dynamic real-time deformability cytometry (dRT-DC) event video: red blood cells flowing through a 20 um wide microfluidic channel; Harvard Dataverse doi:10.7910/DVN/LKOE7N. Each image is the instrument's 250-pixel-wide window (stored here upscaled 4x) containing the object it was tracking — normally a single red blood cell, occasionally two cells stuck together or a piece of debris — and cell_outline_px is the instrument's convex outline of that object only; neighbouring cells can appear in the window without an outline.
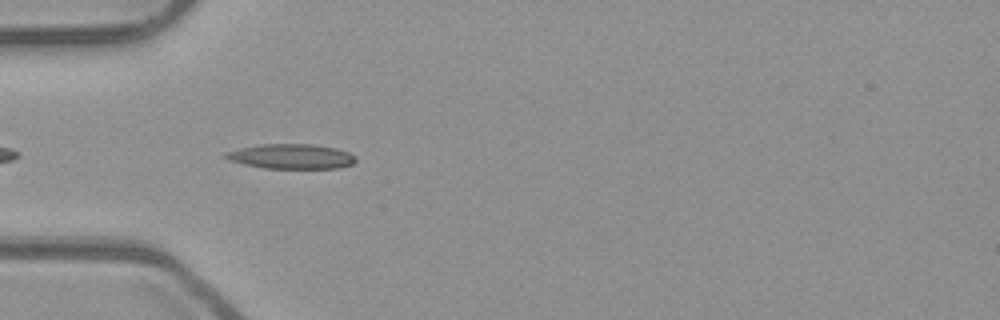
{"species": "common noctule bat (a hibernating species)", "species_latin": "Nyctalus noctula", "temperature_condition": "room temperature", "stored_images_in_passage": 25, "camera_frame_rate_fps": 3000, "um_per_image_px": 0.085, "animal": {"sex": "male", "body_mass_g": 23.1, "forearm_length_mm": 52.7}, "frame": {"image": 1, "passage_image": 3, "time_ms": 0.667, "image_size_px": [1000, 320], "cell_outline_px": [[356, 160], [352, 164], [340, 168], [264, 168], [244, 164], [228, 160], [224, 156], [224, 152], [240, 148], [260, 144], [312, 144], [336, 148], [348, 152], [356, 156]], "centroid_in_image_um": [24.76, 13.29], "position_along_channel_um": 60.2, "area_um2": 18.84}}
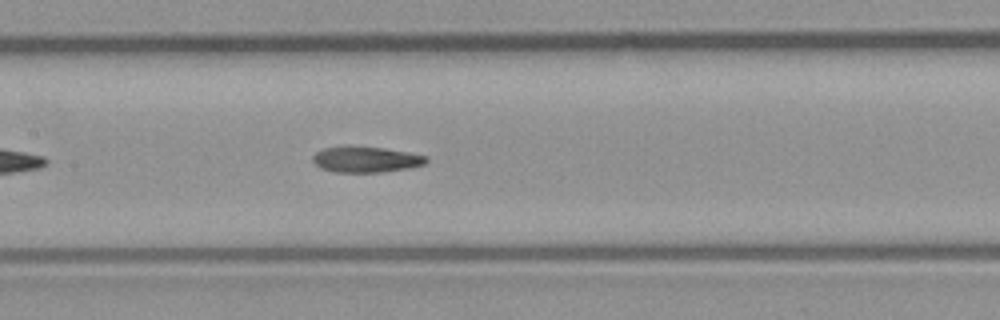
{"frame": {"image": 2, "passage_image": 12, "time_ms": 3.667, "image_size_px": [1000, 320], "cell_outline_px": [[428, 160], [424, 164], [408, 168], [380, 172], [336, 172], [320, 168], [312, 160], [312, 156], [316, 152], [324, 148], [348, 144], [384, 148], [408, 152], [428, 156]], "centroid_in_image_um": [31.07, 13.52], "position_along_channel_um": 176.3, "area_um2": 17.4}}
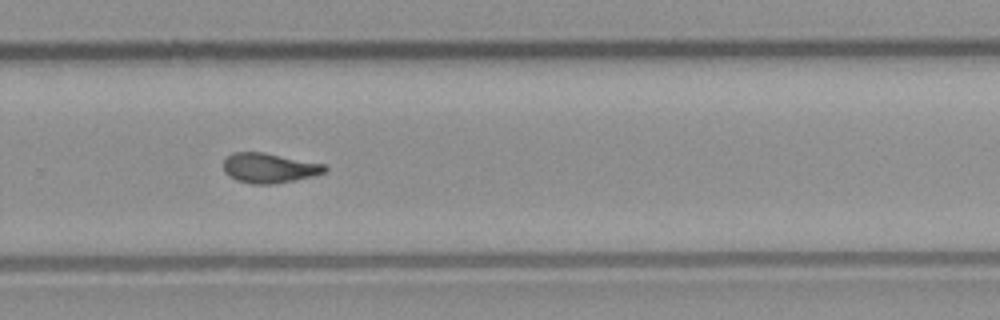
{"frame": {"image": 3, "passage_image": 22, "time_ms": 7.0, "image_size_px": [1000, 320], "cell_outline_px": [[328, 168], [324, 172], [312, 176], [272, 184], [252, 184], [236, 180], [228, 176], [224, 172], [224, 160], [232, 152], [264, 152], [324, 164]], "centroid_in_image_um": [22.84, 14.27], "position_along_channel_um": 307.0, "area_um2": 17.51}}